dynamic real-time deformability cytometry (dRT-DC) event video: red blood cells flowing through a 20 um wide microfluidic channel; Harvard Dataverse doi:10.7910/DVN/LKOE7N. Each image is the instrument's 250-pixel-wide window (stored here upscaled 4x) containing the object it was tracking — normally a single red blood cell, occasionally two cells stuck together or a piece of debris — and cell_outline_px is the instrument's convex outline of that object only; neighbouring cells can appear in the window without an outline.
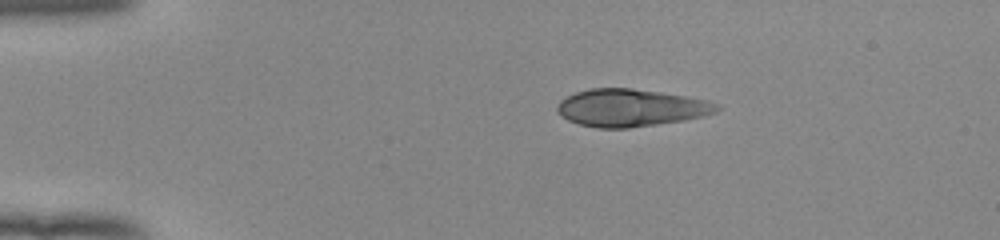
{"species": "human", "species_latin": "Homo sapiens", "temperature_condition": "room temperature", "stored_images_in_passage": 43, "camera_frame_rate_fps": 3000, "um_per_image_px": 0.085, "donor": {"sex": "female"}, "frame": {"image": 1, "passage_image": 1, "time_ms": 0.0, "image_size_px": [1000, 240], "cell_outline_px": [[720, 108], [716, 112], [704, 116], [684, 120], [628, 128], [596, 128], [580, 124], [568, 120], [556, 108], [560, 100], [576, 92], [592, 88], [632, 88], [688, 96], [708, 100], [720, 104]], "centroid_in_image_um": [53.66, 9.16], "position_along_channel_um": 31.3, "area_um2": 34.74}}
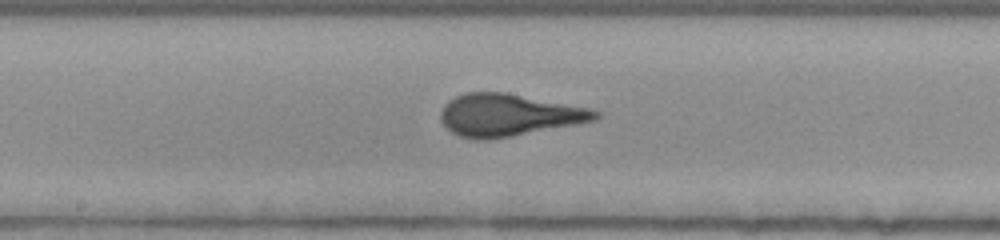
{"frame": {"image": 2, "passage_image": 19, "time_ms": 6.0, "image_size_px": [1000, 240], "cell_outline_px": [[600, 116], [596, 120], [576, 124], [508, 136], [484, 140], [476, 140], [460, 136], [452, 132], [440, 120], [440, 112], [444, 104], [456, 96], [464, 92], [504, 92], [588, 108], [600, 112]], "centroid_in_image_um": [43.18, 9.77], "position_along_channel_um": 205.0, "area_um2": 37.51}}
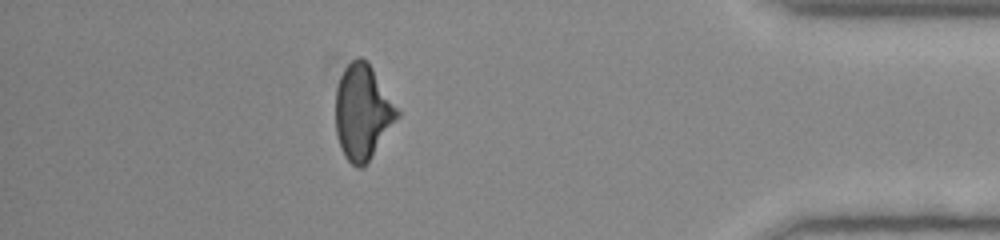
{"frame": {"image": 3, "passage_image": 37, "time_ms": 12.0, "image_size_px": [1000, 240], "cell_outline_px": [[400, 116], [368, 160], [360, 168], [356, 168], [344, 156], [336, 136], [336, 88], [340, 76], [344, 68], [352, 60], [360, 56], [368, 60], [400, 112]], "centroid_in_image_um": [30.81, 9.49], "position_along_channel_um": 404.4, "area_um2": 33.99}, "authors_computed_cell_mechanics": {"area_um2": 36.8764, "velocity_mm_per_s": 3.9513, "shape_relaxation_time_tau1_ms": 6.338, "shape_relaxation_time_tau2_ms": null, "deformation_change_tau1": 0.1853, "deformation_change_tau2": null}}